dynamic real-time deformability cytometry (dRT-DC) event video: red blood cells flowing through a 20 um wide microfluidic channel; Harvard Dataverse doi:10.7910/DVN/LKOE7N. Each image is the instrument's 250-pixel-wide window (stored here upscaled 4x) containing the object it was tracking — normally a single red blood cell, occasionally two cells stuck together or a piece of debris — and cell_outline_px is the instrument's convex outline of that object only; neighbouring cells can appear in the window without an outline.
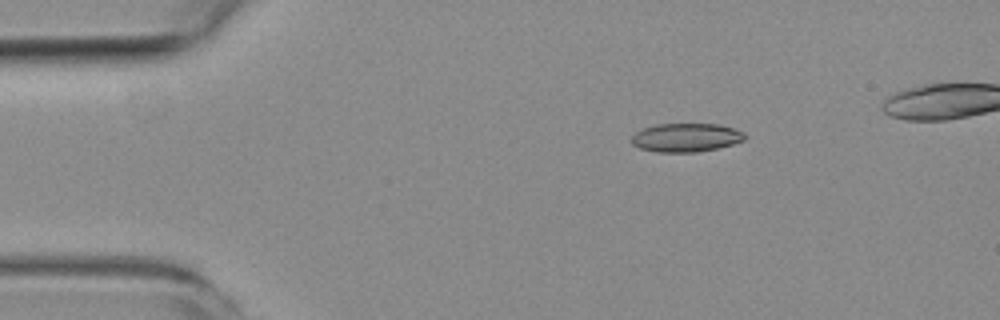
{"species": "common noctule bat (a hibernating species)", "species_latin": "Nyctalus noctula", "temperature_condition": "room temperature", "stored_images_in_passage": 5, "camera_frame_rate_fps": 3000, "um_per_image_px": 0.085, "animal": {"sex": "female", "body_mass_g": 19.3, "forearm_length_mm": 54.1}, "frame": {"image": 1, "passage_image": 2, "time_ms": 1.0, "image_size_px": [1000, 320], "cell_outline_px": [[748, 136], [744, 140], [732, 144], [716, 148], [696, 152], [656, 152], [640, 148], [632, 144], [632, 136], [636, 132], [644, 128], [656, 124], [720, 124], [744, 132]], "centroid_in_image_um": [58.32, 11.69], "position_along_channel_um": 26.7, "area_um2": 18.84}}